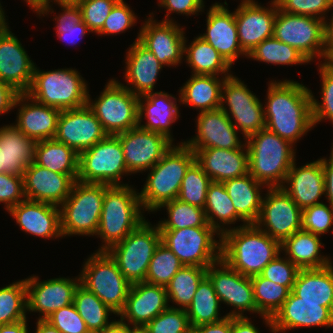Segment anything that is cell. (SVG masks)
<instances>
[{
  "mask_svg": "<svg viewBox=\"0 0 333 333\" xmlns=\"http://www.w3.org/2000/svg\"><path fill=\"white\" fill-rule=\"evenodd\" d=\"M268 86L265 128L294 145L314 127L311 90L294 80H271Z\"/></svg>",
  "mask_w": 333,
  "mask_h": 333,
  "instance_id": "6da1fadb",
  "label": "cell"
},
{
  "mask_svg": "<svg viewBox=\"0 0 333 333\" xmlns=\"http://www.w3.org/2000/svg\"><path fill=\"white\" fill-rule=\"evenodd\" d=\"M281 250V243L255 224L228 229L221 236V258L246 277L260 275Z\"/></svg>",
  "mask_w": 333,
  "mask_h": 333,
  "instance_id": "7a4b0ae2",
  "label": "cell"
},
{
  "mask_svg": "<svg viewBox=\"0 0 333 333\" xmlns=\"http://www.w3.org/2000/svg\"><path fill=\"white\" fill-rule=\"evenodd\" d=\"M249 174L267 188L281 187L295 162L293 144L263 128L246 138Z\"/></svg>",
  "mask_w": 333,
  "mask_h": 333,
  "instance_id": "3957f363",
  "label": "cell"
},
{
  "mask_svg": "<svg viewBox=\"0 0 333 333\" xmlns=\"http://www.w3.org/2000/svg\"><path fill=\"white\" fill-rule=\"evenodd\" d=\"M196 155L184 142L172 147L151 169L142 191L139 193L144 211H157L166 202L178 197L182 179Z\"/></svg>",
  "mask_w": 333,
  "mask_h": 333,
  "instance_id": "277c9868",
  "label": "cell"
},
{
  "mask_svg": "<svg viewBox=\"0 0 333 333\" xmlns=\"http://www.w3.org/2000/svg\"><path fill=\"white\" fill-rule=\"evenodd\" d=\"M141 210L139 192L133 187L110 186L105 191L96 233L105 244L98 251H107L145 221Z\"/></svg>",
  "mask_w": 333,
  "mask_h": 333,
  "instance_id": "5b68a950",
  "label": "cell"
},
{
  "mask_svg": "<svg viewBox=\"0 0 333 333\" xmlns=\"http://www.w3.org/2000/svg\"><path fill=\"white\" fill-rule=\"evenodd\" d=\"M109 187L75 181L69 196L59 206L62 237L96 235L105 191Z\"/></svg>",
  "mask_w": 333,
  "mask_h": 333,
  "instance_id": "8992f818",
  "label": "cell"
},
{
  "mask_svg": "<svg viewBox=\"0 0 333 333\" xmlns=\"http://www.w3.org/2000/svg\"><path fill=\"white\" fill-rule=\"evenodd\" d=\"M87 86L76 69L46 72L35 66L32 83L26 94L41 104L62 111L86 105L89 92Z\"/></svg>",
  "mask_w": 333,
  "mask_h": 333,
  "instance_id": "52a82bcc",
  "label": "cell"
},
{
  "mask_svg": "<svg viewBox=\"0 0 333 333\" xmlns=\"http://www.w3.org/2000/svg\"><path fill=\"white\" fill-rule=\"evenodd\" d=\"M80 284L118 315L125 306L131 283L107 251H96L83 265Z\"/></svg>",
  "mask_w": 333,
  "mask_h": 333,
  "instance_id": "ba28073f",
  "label": "cell"
},
{
  "mask_svg": "<svg viewBox=\"0 0 333 333\" xmlns=\"http://www.w3.org/2000/svg\"><path fill=\"white\" fill-rule=\"evenodd\" d=\"M160 243L158 225L152 226L145 220L107 252L115 260L122 275L134 284L145 281L149 263Z\"/></svg>",
  "mask_w": 333,
  "mask_h": 333,
  "instance_id": "9c48e42d",
  "label": "cell"
},
{
  "mask_svg": "<svg viewBox=\"0 0 333 333\" xmlns=\"http://www.w3.org/2000/svg\"><path fill=\"white\" fill-rule=\"evenodd\" d=\"M273 36L297 49L310 62L316 57L328 61L327 29L324 20L288 14L277 9Z\"/></svg>",
  "mask_w": 333,
  "mask_h": 333,
  "instance_id": "30bf717a",
  "label": "cell"
},
{
  "mask_svg": "<svg viewBox=\"0 0 333 333\" xmlns=\"http://www.w3.org/2000/svg\"><path fill=\"white\" fill-rule=\"evenodd\" d=\"M129 175L120 139L107 135L93 147L79 154L77 181L83 183L125 186L122 175Z\"/></svg>",
  "mask_w": 333,
  "mask_h": 333,
  "instance_id": "8fae6325",
  "label": "cell"
},
{
  "mask_svg": "<svg viewBox=\"0 0 333 333\" xmlns=\"http://www.w3.org/2000/svg\"><path fill=\"white\" fill-rule=\"evenodd\" d=\"M161 243L169 248L184 266L207 268L221 258V236L213 227L159 229ZM218 234L219 241L214 235Z\"/></svg>",
  "mask_w": 333,
  "mask_h": 333,
  "instance_id": "7c38bea8",
  "label": "cell"
},
{
  "mask_svg": "<svg viewBox=\"0 0 333 333\" xmlns=\"http://www.w3.org/2000/svg\"><path fill=\"white\" fill-rule=\"evenodd\" d=\"M138 99L139 96L131 93L124 84L110 79L94 102L88 92L87 105L100 121L104 131L108 135H117L139 125Z\"/></svg>",
  "mask_w": 333,
  "mask_h": 333,
  "instance_id": "4fadbf2b",
  "label": "cell"
},
{
  "mask_svg": "<svg viewBox=\"0 0 333 333\" xmlns=\"http://www.w3.org/2000/svg\"><path fill=\"white\" fill-rule=\"evenodd\" d=\"M225 104L228 107L224 106ZM220 108L226 113L236 129L242 131L244 139L265 128L263 104L247 88V85L234 75L225 79Z\"/></svg>",
  "mask_w": 333,
  "mask_h": 333,
  "instance_id": "5bb4252c",
  "label": "cell"
},
{
  "mask_svg": "<svg viewBox=\"0 0 333 333\" xmlns=\"http://www.w3.org/2000/svg\"><path fill=\"white\" fill-rule=\"evenodd\" d=\"M265 195L255 225L282 243L301 230L302 209L281 187L268 188Z\"/></svg>",
  "mask_w": 333,
  "mask_h": 333,
  "instance_id": "9a60e30c",
  "label": "cell"
},
{
  "mask_svg": "<svg viewBox=\"0 0 333 333\" xmlns=\"http://www.w3.org/2000/svg\"><path fill=\"white\" fill-rule=\"evenodd\" d=\"M206 275L211 280L220 303L224 302L235 309L226 316L244 317L245 311L257 313L250 277L234 270L222 258L206 268Z\"/></svg>",
  "mask_w": 333,
  "mask_h": 333,
  "instance_id": "2e32d148",
  "label": "cell"
},
{
  "mask_svg": "<svg viewBox=\"0 0 333 333\" xmlns=\"http://www.w3.org/2000/svg\"><path fill=\"white\" fill-rule=\"evenodd\" d=\"M116 136L120 139L130 175L151 169L173 145L161 133L148 131L139 125Z\"/></svg>",
  "mask_w": 333,
  "mask_h": 333,
  "instance_id": "e0dca14e",
  "label": "cell"
},
{
  "mask_svg": "<svg viewBox=\"0 0 333 333\" xmlns=\"http://www.w3.org/2000/svg\"><path fill=\"white\" fill-rule=\"evenodd\" d=\"M107 135L94 112L86 104L79 108L61 111L55 139L80 154Z\"/></svg>",
  "mask_w": 333,
  "mask_h": 333,
  "instance_id": "ac0fdd59",
  "label": "cell"
},
{
  "mask_svg": "<svg viewBox=\"0 0 333 333\" xmlns=\"http://www.w3.org/2000/svg\"><path fill=\"white\" fill-rule=\"evenodd\" d=\"M80 284V277L53 278L39 281L38 276L26 278L27 311L39 312L41 320H45L56 310L73 303L74 294Z\"/></svg>",
  "mask_w": 333,
  "mask_h": 333,
  "instance_id": "d6986e66",
  "label": "cell"
},
{
  "mask_svg": "<svg viewBox=\"0 0 333 333\" xmlns=\"http://www.w3.org/2000/svg\"><path fill=\"white\" fill-rule=\"evenodd\" d=\"M152 15L153 13L139 30L138 41L164 66L176 67L184 57V29L176 22H157Z\"/></svg>",
  "mask_w": 333,
  "mask_h": 333,
  "instance_id": "ffe728a7",
  "label": "cell"
},
{
  "mask_svg": "<svg viewBox=\"0 0 333 333\" xmlns=\"http://www.w3.org/2000/svg\"><path fill=\"white\" fill-rule=\"evenodd\" d=\"M270 4L267 8L255 1H241L235 11L239 44L247 55L262 41L273 36L278 6L274 0Z\"/></svg>",
  "mask_w": 333,
  "mask_h": 333,
  "instance_id": "44dd1931",
  "label": "cell"
},
{
  "mask_svg": "<svg viewBox=\"0 0 333 333\" xmlns=\"http://www.w3.org/2000/svg\"><path fill=\"white\" fill-rule=\"evenodd\" d=\"M34 62L8 25L0 28V80L19 93H26L32 83Z\"/></svg>",
  "mask_w": 333,
  "mask_h": 333,
  "instance_id": "7402d4cb",
  "label": "cell"
},
{
  "mask_svg": "<svg viewBox=\"0 0 333 333\" xmlns=\"http://www.w3.org/2000/svg\"><path fill=\"white\" fill-rule=\"evenodd\" d=\"M196 120V136L184 141L194 153L198 149H237L245 145L239 139L238 130L221 108L199 112Z\"/></svg>",
  "mask_w": 333,
  "mask_h": 333,
  "instance_id": "603a6c76",
  "label": "cell"
},
{
  "mask_svg": "<svg viewBox=\"0 0 333 333\" xmlns=\"http://www.w3.org/2000/svg\"><path fill=\"white\" fill-rule=\"evenodd\" d=\"M77 177L78 174L53 172L33 162L23 173L25 197L60 206L69 196Z\"/></svg>",
  "mask_w": 333,
  "mask_h": 333,
  "instance_id": "cb8c5ba5",
  "label": "cell"
},
{
  "mask_svg": "<svg viewBox=\"0 0 333 333\" xmlns=\"http://www.w3.org/2000/svg\"><path fill=\"white\" fill-rule=\"evenodd\" d=\"M166 287L148 282L131 285L120 319L133 327H144L169 307Z\"/></svg>",
  "mask_w": 333,
  "mask_h": 333,
  "instance_id": "d4e9b609",
  "label": "cell"
},
{
  "mask_svg": "<svg viewBox=\"0 0 333 333\" xmlns=\"http://www.w3.org/2000/svg\"><path fill=\"white\" fill-rule=\"evenodd\" d=\"M206 33L201 37L213 46L232 66L240 55L247 57L238 40L235 11L230 12L227 6L214 3L207 13Z\"/></svg>",
  "mask_w": 333,
  "mask_h": 333,
  "instance_id": "484cf974",
  "label": "cell"
},
{
  "mask_svg": "<svg viewBox=\"0 0 333 333\" xmlns=\"http://www.w3.org/2000/svg\"><path fill=\"white\" fill-rule=\"evenodd\" d=\"M272 319L273 333L300 327L333 326V312L322 303L304 302L292 291Z\"/></svg>",
  "mask_w": 333,
  "mask_h": 333,
  "instance_id": "4316f807",
  "label": "cell"
},
{
  "mask_svg": "<svg viewBox=\"0 0 333 333\" xmlns=\"http://www.w3.org/2000/svg\"><path fill=\"white\" fill-rule=\"evenodd\" d=\"M30 103H29V102ZM18 108L15 126L36 142L54 139L61 110L41 104L26 93H19L13 107Z\"/></svg>",
  "mask_w": 333,
  "mask_h": 333,
  "instance_id": "83f0119b",
  "label": "cell"
},
{
  "mask_svg": "<svg viewBox=\"0 0 333 333\" xmlns=\"http://www.w3.org/2000/svg\"><path fill=\"white\" fill-rule=\"evenodd\" d=\"M8 212L20 229L41 238H58L61 236L59 206L25 199L11 207Z\"/></svg>",
  "mask_w": 333,
  "mask_h": 333,
  "instance_id": "f1b7e54d",
  "label": "cell"
},
{
  "mask_svg": "<svg viewBox=\"0 0 333 333\" xmlns=\"http://www.w3.org/2000/svg\"><path fill=\"white\" fill-rule=\"evenodd\" d=\"M296 165L292 164L281 188L302 210L322 203L319 199L325 195V187L321 158L299 168Z\"/></svg>",
  "mask_w": 333,
  "mask_h": 333,
  "instance_id": "f546056e",
  "label": "cell"
},
{
  "mask_svg": "<svg viewBox=\"0 0 333 333\" xmlns=\"http://www.w3.org/2000/svg\"><path fill=\"white\" fill-rule=\"evenodd\" d=\"M138 40L139 33L127 51L125 81L129 84L125 87L134 95L142 96L154 92L158 74L164 65Z\"/></svg>",
  "mask_w": 333,
  "mask_h": 333,
  "instance_id": "4dcf8cb0",
  "label": "cell"
},
{
  "mask_svg": "<svg viewBox=\"0 0 333 333\" xmlns=\"http://www.w3.org/2000/svg\"><path fill=\"white\" fill-rule=\"evenodd\" d=\"M195 155L196 161L212 181L223 182L249 173L246 143L237 149H198Z\"/></svg>",
  "mask_w": 333,
  "mask_h": 333,
  "instance_id": "1f68e13d",
  "label": "cell"
},
{
  "mask_svg": "<svg viewBox=\"0 0 333 333\" xmlns=\"http://www.w3.org/2000/svg\"><path fill=\"white\" fill-rule=\"evenodd\" d=\"M176 100L175 96L163 91L151 92L139 96V126L151 132L161 133L173 142L170 126L180 117L179 106H177ZM143 115L147 122L141 125Z\"/></svg>",
  "mask_w": 333,
  "mask_h": 333,
  "instance_id": "d6a6232c",
  "label": "cell"
},
{
  "mask_svg": "<svg viewBox=\"0 0 333 333\" xmlns=\"http://www.w3.org/2000/svg\"><path fill=\"white\" fill-rule=\"evenodd\" d=\"M36 141L27 137L14 124L0 128V171L23 176L34 162Z\"/></svg>",
  "mask_w": 333,
  "mask_h": 333,
  "instance_id": "836d02e7",
  "label": "cell"
},
{
  "mask_svg": "<svg viewBox=\"0 0 333 333\" xmlns=\"http://www.w3.org/2000/svg\"><path fill=\"white\" fill-rule=\"evenodd\" d=\"M224 187L235 207L236 215L244 225L255 224L261 211L263 184L251 174L223 181ZM261 190V191H260Z\"/></svg>",
  "mask_w": 333,
  "mask_h": 333,
  "instance_id": "e575fe53",
  "label": "cell"
},
{
  "mask_svg": "<svg viewBox=\"0 0 333 333\" xmlns=\"http://www.w3.org/2000/svg\"><path fill=\"white\" fill-rule=\"evenodd\" d=\"M292 292L304 302L322 303L333 312V266L299 269Z\"/></svg>",
  "mask_w": 333,
  "mask_h": 333,
  "instance_id": "d590c367",
  "label": "cell"
},
{
  "mask_svg": "<svg viewBox=\"0 0 333 333\" xmlns=\"http://www.w3.org/2000/svg\"><path fill=\"white\" fill-rule=\"evenodd\" d=\"M194 75L181 87L178 102L199 109V112L219 109L222 87L227 77Z\"/></svg>",
  "mask_w": 333,
  "mask_h": 333,
  "instance_id": "8d00e7d4",
  "label": "cell"
},
{
  "mask_svg": "<svg viewBox=\"0 0 333 333\" xmlns=\"http://www.w3.org/2000/svg\"><path fill=\"white\" fill-rule=\"evenodd\" d=\"M320 241L318 235L301 229L281 243V250L299 269L322 268L332 262L330 257L320 254Z\"/></svg>",
  "mask_w": 333,
  "mask_h": 333,
  "instance_id": "74e56055",
  "label": "cell"
},
{
  "mask_svg": "<svg viewBox=\"0 0 333 333\" xmlns=\"http://www.w3.org/2000/svg\"><path fill=\"white\" fill-rule=\"evenodd\" d=\"M184 43V56L186 63L192 68L194 75H213L229 77L231 65L222 57L219 52L201 37L193 39L190 45ZM189 46V47H188Z\"/></svg>",
  "mask_w": 333,
  "mask_h": 333,
  "instance_id": "f35d334b",
  "label": "cell"
},
{
  "mask_svg": "<svg viewBox=\"0 0 333 333\" xmlns=\"http://www.w3.org/2000/svg\"><path fill=\"white\" fill-rule=\"evenodd\" d=\"M34 162L48 170L62 174H78L79 154L54 139L37 141Z\"/></svg>",
  "mask_w": 333,
  "mask_h": 333,
  "instance_id": "ab89813d",
  "label": "cell"
},
{
  "mask_svg": "<svg viewBox=\"0 0 333 333\" xmlns=\"http://www.w3.org/2000/svg\"><path fill=\"white\" fill-rule=\"evenodd\" d=\"M204 210L208 224L220 236L228 230L223 225L235 224L237 220H240L223 182L212 181L209 184Z\"/></svg>",
  "mask_w": 333,
  "mask_h": 333,
  "instance_id": "60d3db41",
  "label": "cell"
},
{
  "mask_svg": "<svg viewBox=\"0 0 333 333\" xmlns=\"http://www.w3.org/2000/svg\"><path fill=\"white\" fill-rule=\"evenodd\" d=\"M220 301L213 284L206 275L199 283L192 303L186 308L191 327L214 323L226 317H220Z\"/></svg>",
  "mask_w": 333,
  "mask_h": 333,
  "instance_id": "b9f144b4",
  "label": "cell"
},
{
  "mask_svg": "<svg viewBox=\"0 0 333 333\" xmlns=\"http://www.w3.org/2000/svg\"><path fill=\"white\" fill-rule=\"evenodd\" d=\"M257 314L262 316L266 325L272 329V317L288 298L290 290L283 285L268 280L261 275L251 277Z\"/></svg>",
  "mask_w": 333,
  "mask_h": 333,
  "instance_id": "7bdbcfd3",
  "label": "cell"
},
{
  "mask_svg": "<svg viewBox=\"0 0 333 333\" xmlns=\"http://www.w3.org/2000/svg\"><path fill=\"white\" fill-rule=\"evenodd\" d=\"M73 304L86 323L90 333H100L106 326L111 324L108 321L109 314L114 312L109 306L105 305L93 292L87 290L79 284L77 287Z\"/></svg>",
  "mask_w": 333,
  "mask_h": 333,
  "instance_id": "ee69618b",
  "label": "cell"
},
{
  "mask_svg": "<svg viewBox=\"0 0 333 333\" xmlns=\"http://www.w3.org/2000/svg\"><path fill=\"white\" fill-rule=\"evenodd\" d=\"M206 276V268L199 266H183L173 276L166 286L168 302L175 305L172 308L185 309L192 303L193 296L200 281Z\"/></svg>",
  "mask_w": 333,
  "mask_h": 333,
  "instance_id": "f6af8a7d",
  "label": "cell"
},
{
  "mask_svg": "<svg viewBox=\"0 0 333 333\" xmlns=\"http://www.w3.org/2000/svg\"><path fill=\"white\" fill-rule=\"evenodd\" d=\"M247 58L276 65H302L303 63L310 62L297 49L279 41L274 36L267 38L258 44L252 51H250Z\"/></svg>",
  "mask_w": 333,
  "mask_h": 333,
  "instance_id": "bcb514c9",
  "label": "cell"
},
{
  "mask_svg": "<svg viewBox=\"0 0 333 333\" xmlns=\"http://www.w3.org/2000/svg\"><path fill=\"white\" fill-rule=\"evenodd\" d=\"M166 207L168 219L158 222L159 229H182L186 227H212L208 224L205 210L179 199L166 202L160 208Z\"/></svg>",
  "mask_w": 333,
  "mask_h": 333,
  "instance_id": "7dc6e473",
  "label": "cell"
},
{
  "mask_svg": "<svg viewBox=\"0 0 333 333\" xmlns=\"http://www.w3.org/2000/svg\"><path fill=\"white\" fill-rule=\"evenodd\" d=\"M26 279L0 288V325L27 319Z\"/></svg>",
  "mask_w": 333,
  "mask_h": 333,
  "instance_id": "c3c4849f",
  "label": "cell"
},
{
  "mask_svg": "<svg viewBox=\"0 0 333 333\" xmlns=\"http://www.w3.org/2000/svg\"><path fill=\"white\" fill-rule=\"evenodd\" d=\"M211 178L203 171L202 166L195 160L187 169L182 179L177 199L204 209L207 190Z\"/></svg>",
  "mask_w": 333,
  "mask_h": 333,
  "instance_id": "681fc988",
  "label": "cell"
},
{
  "mask_svg": "<svg viewBox=\"0 0 333 333\" xmlns=\"http://www.w3.org/2000/svg\"><path fill=\"white\" fill-rule=\"evenodd\" d=\"M184 265L163 243H160L149 263L145 282L166 287Z\"/></svg>",
  "mask_w": 333,
  "mask_h": 333,
  "instance_id": "f907efd6",
  "label": "cell"
},
{
  "mask_svg": "<svg viewBox=\"0 0 333 333\" xmlns=\"http://www.w3.org/2000/svg\"><path fill=\"white\" fill-rule=\"evenodd\" d=\"M59 6L64 12L54 17V20L57 21V25L55 26L57 36L68 44H76L79 39L83 38L90 31L88 26L82 21L81 9L78 4H64Z\"/></svg>",
  "mask_w": 333,
  "mask_h": 333,
  "instance_id": "816d5d0a",
  "label": "cell"
},
{
  "mask_svg": "<svg viewBox=\"0 0 333 333\" xmlns=\"http://www.w3.org/2000/svg\"><path fill=\"white\" fill-rule=\"evenodd\" d=\"M319 74L322 80L321 97L319 103L312 95V117L313 125L329 119L333 124V65L328 61L319 64Z\"/></svg>",
  "mask_w": 333,
  "mask_h": 333,
  "instance_id": "f5cc1de1",
  "label": "cell"
},
{
  "mask_svg": "<svg viewBox=\"0 0 333 333\" xmlns=\"http://www.w3.org/2000/svg\"><path fill=\"white\" fill-rule=\"evenodd\" d=\"M143 328L147 333H189L191 326L185 309L168 307Z\"/></svg>",
  "mask_w": 333,
  "mask_h": 333,
  "instance_id": "db71d44e",
  "label": "cell"
},
{
  "mask_svg": "<svg viewBox=\"0 0 333 333\" xmlns=\"http://www.w3.org/2000/svg\"><path fill=\"white\" fill-rule=\"evenodd\" d=\"M333 225V207L322 203L302 210L301 229L315 235L328 233ZM333 232V229L332 231Z\"/></svg>",
  "mask_w": 333,
  "mask_h": 333,
  "instance_id": "11a10c76",
  "label": "cell"
},
{
  "mask_svg": "<svg viewBox=\"0 0 333 333\" xmlns=\"http://www.w3.org/2000/svg\"><path fill=\"white\" fill-rule=\"evenodd\" d=\"M278 9L294 15L319 18L327 23L326 11L332 10L333 0H274ZM325 15V16H324Z\"/></svg>",
  "mask_w": 333,
  "mask_h": 333,
  "instance_id": "9f6ffc18",
  "label": "cell"
},
{
  "mask_svg": "<svg viewBox=\"0 0 333 333\" xmlns=\"http://www.w3.org/2000/svg\"><path fill=\"white\" fill-rule=\"evenodd\" d=\"M119 0H81L78 6L82 12V21L90 32L98 33L110 14L111 9Z\"/></svg>",
  "mask_w": 333,
  "mask_h": 333,
  "instance_id": "6f0895ef",
  "label": "cell"
},
{
  "mask_svg": "<svg viewBox=\"0 0 333 333\" xmlns=\"http://www.w3.org/2000/svg\"><path fill=\"white\" fill-rule=\"evenodd\" d=\"M280 254L265 266L260 275L292 291L299 268L286 256L280 257Z\"/></svg>",
  "mask_w": 333,
  "mask_h": 333,
  "instance_id": "680465c9",
  "label": "cell"
},
{
  "mask_svg": "<svg viewBox=\"0 0 333 333\" xmlns=\"http://www.w3.org/2000/svg\"><path fill=\"white\" fill-rule=\"evenodd\" d=\"M137 17L123 0H119L111 9L110 14L106 18L102 29L98 35H114L123 33L125 30L131 28L135 23Z\"/></svg>",
  "mask_w": 333,
  "mask_h": 333,
  "instance_id": "91938a15",
  "label": "cell"
},
{
  "mask_svg": "<svg viewBox=\"0 0 333 333\" xmlns=\"http://www.w3.org/2000/svg\"><path fill=\"white\" fill-rule=\"evenodd\" d=\"M45 320L61 333H90L73 303L56 310Z\"/></svg>",
  "mask_w": 333,
  "mask_h": 333,
  "instance_id": "94428289",
  "label": "cell"
},
{
  "mask_svg": "<svg viewBox=\"0 0 333 333\" xmlns=\"http://www.w3.org/2000/svg\"><path fill=\"white\" fill-rule=\"evenodd\" d=\"M25 199L23 176L0 171V202L6 211Z\"/></svg>",
  "mask_w": 333,
  "mask_h": 333,
  "instance_id": "6125c7cd",
  "label": "cell"
},
{
  "mask_svg": "<svg viewBox=\"0 0 333 333\" xmlns=\"http://www.w3.org/2000/svg\"><path fill=\"white\" fill-rule=\"evenodd\" d=\"M159 6L164 7L167 10L165 19L162 21L174 22L170 19L169 13H179L183 15H197L198 12L203 11L204 1L203 0H158Z\"/></svg>",
  "mask_w": 333,
  "mask_h": 333,
  "instance_id": "be15d7a7",
  "label": "cell"
},
{
  "mask_svg": "<svg viewBox=\"0 0 333 333\" xmlns=\"http://www.w3.org/2000/svg\"><path fill=\"white\" fill-rule=\"evenodd\" d=\"M231 329L232 317L226 316L218 322L191 327L189 333H231Z\"/></svg>",
  "mask_w": 333,
  "mask_h": 333,
  "instance_id": "e7e4bbea",
  "label": "cell"
},
{
  "mask_svg": "<svg viewBox=\"0 0 333 333\" xmlns=\"http://www.w3.org/2000/svg\"><path fill=\"white\" fill-rule=\"evenodd\" d=\"M321 163L324 173V196L327 198L329 205L333 207V145L329 159L321 158Z\"/></svg>",
  "mask_w": 333,
  "mask_h": 333,
  "instance_id": "03108f58",
  "label": "cell"
},
{
  "mask_svg": "<svg viewBox=\"0 0 333 333\" xmlns=\"http://www.w3.org/2000/svg\"><path fill=\"white\" fill-rule=\"evenodd\" d=\"M19 92L9 84L0 80V115L8 113L14 107V102Z\"/></svg>",
  "mask_w": 333,
  "mask_h": 333,
  "instance_id": "003e7915",
  "label": "cell"
},
{
  "mask_svg": "<svg viewBox=\"0 0 333 333\" xmlns=\"http://www.w3.org/2000/svg\"><path fill=\"white\" fill-rule=\"evenodd\" d=\"M231 333H260L248 316L232 317Z\"/></svg>",
  "mask_w": 333,
  "mask_h": 333,
  "instance_id": "a7ac6f4b",
  "label": "cell"
},
{
  "mask_svg": "<svg viewBox=\"0 0 333 333\" xmlns=\"http://www.w3.org/2000/svg\"><path fill=\"white\" fill-rule=\"evenodd\" d=\"M27 319L0 325V333H28Z\"/></svg>",
  "mask_w": 333,
  "mask_h": 333,
  "instance_id": "89a4df30",
  "label": "cell"
},
{
  "mask_svg": "<svg viewBox=\"0 0 333 333\" xmlns=\"http://www.w3.org/2000/svg\"><path fill=\"white\" fill-rule=\"evenodd\" d=\"M100 333H131V326L119 319L106 326Z\"/></svg>",
  "mask_w": 333,
  "mask_h": 333,
  "instance_id": "2644e50d",
  "label": "cell"
},
{
  "mask_svg": "<svg viewBox=\"0 0 333 333\" xmlns=\"http://www.w3.org/2000/svg\"><path fill=\"white\" fill-rule=\"evenodd\" d=\"M81 0H44V7L37 13L39 16L48 14L49 12L54 13L53 9H51L50 2H55L58 5L64 4H78Z\"/></svg>",
  "mask_w": 333,
  "mask_h": 333,
  "instance_id": "8c879c8a",
  "label": "cell"
},
{
  "mask_svg": "<svg viewBox=\"0 0 333 333\" xmlns=\"http://www.w3.org/2000/svg\"><path fill=\"white\" fill-rule=\"evenodd\" d=\"M35 333H61V332L53 325H51L48 321L38 319V321L36 322Z\"/></svg>",
  "mask_w": 333,
  "mask_h": 333,
  "instance_id": "753ad0ef",
  "label": "cell"
},
{
  "mask_svg": "<svg viewBox=\"0 0 333 333\" xmlns=\"http://www.w3.org/2000/svg\"><path fill=\"white\" fill-rule=\"evenodd\" d=\"M331 19L326 23L327 29V47L329 51V56L333 53V13L331 14Z\"/></svg>",
  "mask_w": 333,
  "mask_h": 333,
  "instance_id": "34e18365",
  "label": "cell"
},
{
  "mask_svg": "<svg viewBox=\"0 0 333 333\" xmlns=\"http://www.w3.org/2000/svg\"><path fill=\"white\" fill-rule=\"evenodd\" d=\"M36 13L44 7V0H24Z\"/></svg>",
  "mask_w": 333,
  "mask_h": 333,
  "instance_id": "11e5206c",
  "label": "cell"
},
{
  "mask_svg": "<svg viewBox=\"0 0 333 333\" xmlns=\"http://www.w3.org/2000/svg\"><path fill=\"white\" fill-rule=\"evenodd\" d=\"M131 333H147L143 327H131Z\"/></svg>",
  "mask_w": 333,
  "mask_h": 333,
  "instance_id": "2a66077c",
  "label": "cell"
},
{
  "mask_svg": "<svg viewBox=\"0 0 333 333\" xmlns=\"http://www.w3.org/2000/svg\"><path fill=\"white\" fill-rule=\"evenodd\" d=\"M0 23H7L1 3H0Z\"/></svg>",
  "mask_w": 333,
  "mask_h": 333,
  "instance_id": "b9fcfbb0",
  "label": "cell"
},
{
  "mask_svg": "<svg viewBox=\"0 0 333 333\" xmlns=\"http://www.w3.org/2000/svg\"><path fill=\"white\" fill-rule=\"evenodd\" d=\"M328 62L333 65V53L329 56Z\"/></svg>",
  "mask_w": 333,
  "mask_h": 333,
  "instance_id": "09005b40",
  "label": "cell"
},
{
  "mask_svg": "<svg viewBox=\"0 0 333 333\" xmlns=\"http://www.w3.org/2000/svg\"><path fill=\"white\" fill-rule=\"evenodd\" d=\"M7 23H0V28L5 27Z\"/></svg>",
  "mask_w": 333,
  "mask_h": 333,
  "instance_id": "979ff035",
  "label": "cell"
}]
</instances>
